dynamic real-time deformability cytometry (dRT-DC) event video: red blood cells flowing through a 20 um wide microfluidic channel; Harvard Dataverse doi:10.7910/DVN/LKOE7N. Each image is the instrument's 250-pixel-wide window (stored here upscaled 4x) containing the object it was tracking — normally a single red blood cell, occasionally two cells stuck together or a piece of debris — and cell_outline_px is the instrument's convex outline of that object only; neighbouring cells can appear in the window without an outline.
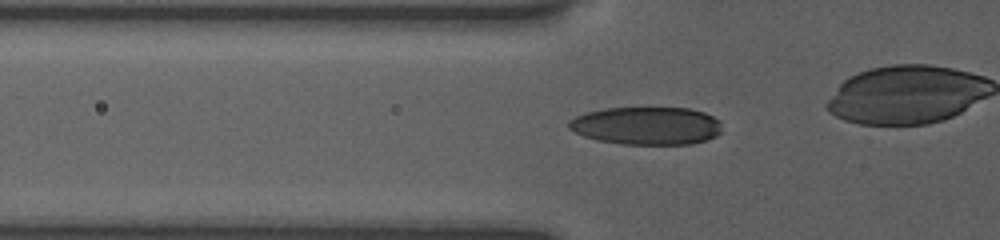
{"species": "human", "species_latin": "Homo sapiens", "temperature_condition": "room temperature", "stored_images_in_passage": 53, "camera_frame_rate_fps": 3000, "um_per_image_px": 0.085, "donor": {"sex": "female"}, "frame": {"image": 1, "passage_image": 25, "time_ms": 4.333, "image_size_px": [1000, 240], "cell_outline_px": [[720, 132], [716, 136], [708, 140], [692, 144], [624, 144], [600, 140], [584, 136], [568, 128], [568, 120], [584, 112], [604, 108], [692, 108], [704, 112], [720, 120]], "centroid_in_image_um": [54.97, 10.68], "position_along_channel_um": 70.8, "area_um2": 33.93}}
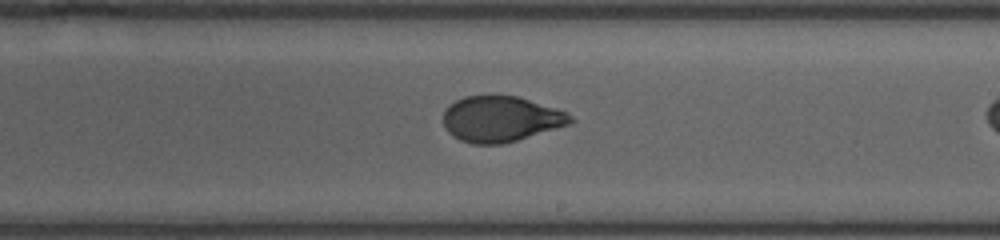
{"frame": {"image": 2, "passage_image": 39, "time_ms": 9.0, "image_size_px": [1000, 240], "cell_outline_px": [[576, 120], [568, 124], [504, 144], [472, 144], [460, 140], [452, 136], [448, 132], [444, 124], [444, 112], [456, 100], [464, 96], [516, 96], [556, 108], [568, 112]], "centroid_in_image_um": [42.57, 10.12], "position_along_channel_um": 246.4, "area_um2": 33.52}}
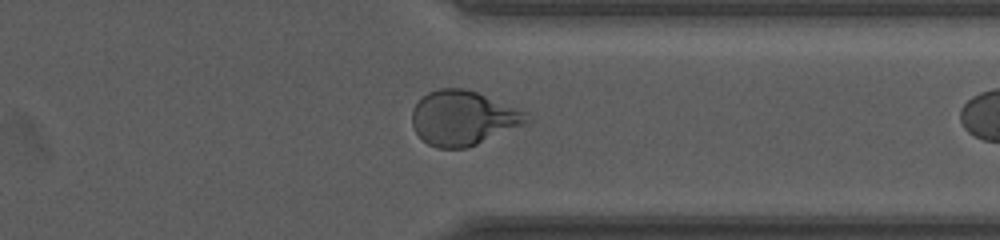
{"frame": {"image": 3, "passage_image": 49, "time_ms": 12.333, "image_size_px": [1000, 240], "cell_outline_px": [[532, 120], [524, 124], [468, 148], [436, 148], [428, 144], [416, 132], [412, 124], [412, 108], [428, 92], [440, 88], [464, 88], [476, 92], [528, 112]], "centroid_in_image_um": [39.37, 10.03], "position_along_channel_um": 372.0, "area_um2": 36.3}}